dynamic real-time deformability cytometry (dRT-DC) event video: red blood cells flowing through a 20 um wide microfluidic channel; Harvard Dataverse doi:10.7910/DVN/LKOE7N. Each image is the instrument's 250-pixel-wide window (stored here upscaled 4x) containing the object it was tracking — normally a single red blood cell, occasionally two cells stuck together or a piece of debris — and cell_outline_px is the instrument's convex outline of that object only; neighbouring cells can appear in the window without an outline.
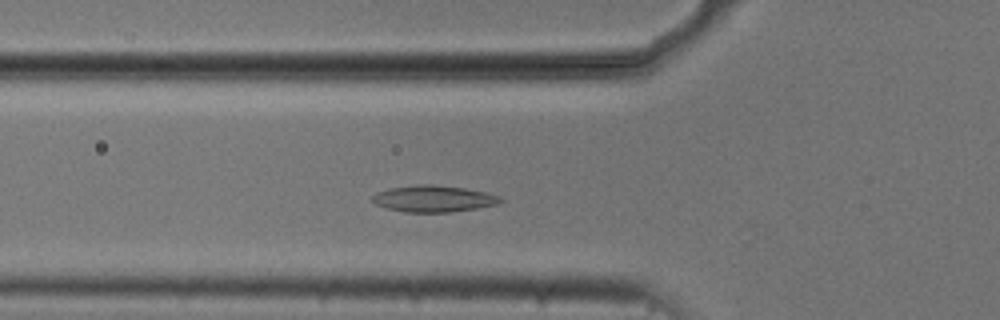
{"species": "common noctule bat (a hibernating species)", "species_latin": "Nyctalus noctula", "temperature_condition": "cold", "stored_images_in_passage": 37, "camera_frame_rate_fps": 3000, "um_per_image_px": 0.085, "animal": {"sex": "male", "body_mass_g": 20.5, "forearm_length_mm": 52.5}, "frame": {"image": 1, "passage_image": 2, "time_ms": 0.333, "image_size_px": [1000, 320], "cell_outline_px": [[504, 200], [500, 204], [452, 212], [408, 212], [388, 208], [376, 204], [372, 200], [372, 196], [376, 192], [388, 188], [416, 184], [432, 184], [464, 188], [484, 192], [500, 196]], "centroid_in_image_um": [36.86, 16.88], "position_along_channel_um": 88.9, "area_um2": 19.83}}
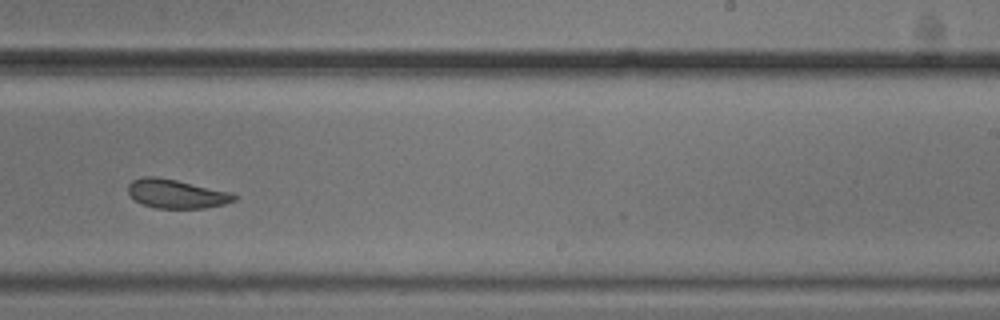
{"frame": {"image": 2, "passage_image": 17, "time_ms": 5.333, "image_size_px": [1000, 320], "cell_outline_px": [[240, 196], [236, 200], [224, 204], [204, 208], [156, 208], [144, 204], [136, 200], [128, 192], [128, 184], [132, 180], [144, 176], [156, 176], [176, 180], [232, 192]], "centroid_in_image_um": [15.03, 16.46], "position_along_channel_um": 274.0, "area_um2": 17.86}}
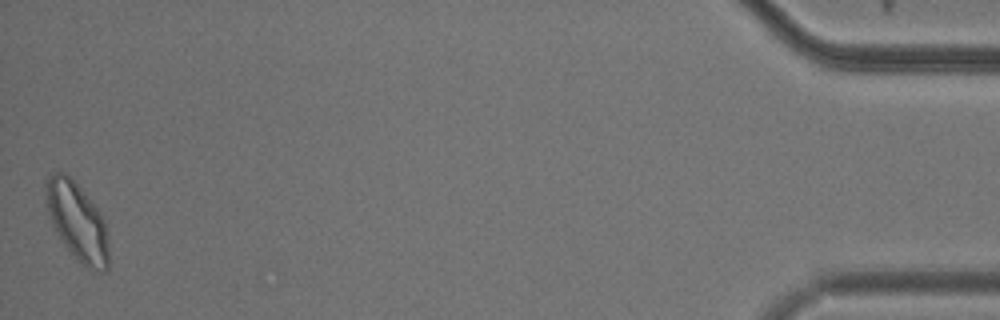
{"frame": {"image": 3, "passage_image": 37, "time_ms": 12.0, "image_size_px": [1000, 320], "cell_outline_px": [[108, 268], [104, 272], [96, 272], [88, 268], [76, 260], [68, 252], [52, 224], [48, 212], [44, 184], [44, 180], [48, 176], [56, 172], [64, 172], [80, 188], [100, 212], [104, 220], [108, 232]], "centroid_in_image_um": [6.57, 18.87], "position_along_channel_um": 428.6, "area_um2": 28.73}}